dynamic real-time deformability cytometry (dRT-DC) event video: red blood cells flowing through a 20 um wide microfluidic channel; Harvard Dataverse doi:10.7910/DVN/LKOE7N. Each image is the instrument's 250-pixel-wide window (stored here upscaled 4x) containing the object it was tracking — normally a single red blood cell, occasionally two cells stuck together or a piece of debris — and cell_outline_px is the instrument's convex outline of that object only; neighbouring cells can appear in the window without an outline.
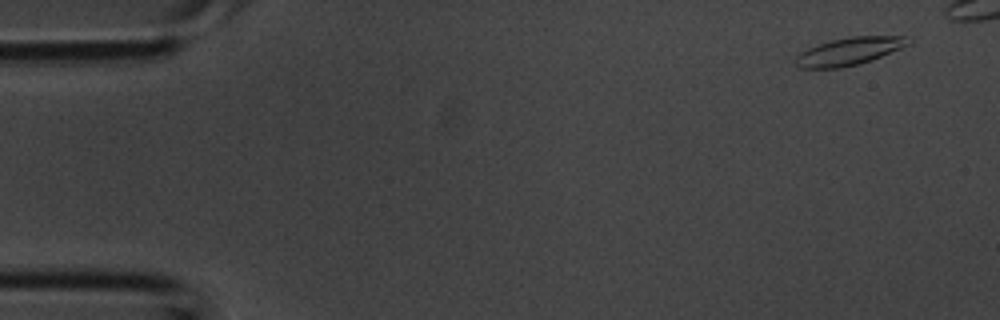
{"species": "common noctule bat (a hibernating species)", "species_latin": "Nyctalus noctula", "temperature_condition": "room temperature", "stored_images_in_passage": 4, "camera_frame_rate_fps": 3000, "um_per_image_px": 0.085, "animal": {"sex": "male", "body_mass_g": 20.1, "forearm_length_mm": 53.5}, "frame": {"image": 1, "passage_image": 1, "time_ms": 0.0, "image_size_px": [1000, 320], "cell_outline_px": [[912, 40], [908, 44], [900, 48], [860, 64], [840, 68], [800, 68], [796, 64], [796, 56], [800, 52], [808, 48], [832, 40], [852, 36], [904, 36]], "centroid_in_image_um": [72.16, 4.36], "position_along_channel_um": 12.8, "area_um2": 17.86}}